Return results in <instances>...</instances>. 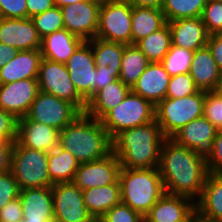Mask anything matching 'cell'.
Here are the masks:
<instances>
[{"label":"cell","instance_id":"obj_45","mask_svg":"<svg viewBox=\"0 0 222 222\" xmlns=\"http://www.w3.org/2000/svg\"><path fill=\"white\" fill-rule=\"evenodd\" d=\"M23 219L22 203L19 197L0 209V222H19Z\"/></svg>","mask_w":222,"mask_h":222},{"label":"cell","instance_id":"obj_38","mask_svg":"<svg viewBox=\"0 0 222 222\" xmlns=\"http://www.w3.org/2000/svg\"><path fill=\"white\" fill-rule=\"evenodd\" d=\"M189 73L172 76L167 87L166 98H182L198 92Z\"/></svg>","mask_w":222,"mask_h":222},{"label":"cell","instance_id":"obj_47","mask_svg":"<svg viewBox=\"0 0 222 222\" xmlns=\"http://www.w3.org/2000/svg\"><path fill=\"white\" fill-rule=\"evenodd\" d=\"M206 46L211 51L219 70L222 72V33L209 35Z\"/></svg>","mask_w":222,"mask_h":222},{"label":"cell","instance_id":"obj_35","mask_svg":"<svg viewBox=\"0 0 222 222\" xmlns=\"http://www.w3.org/2000/svg\"><path fill=\"white\" fill-rule=\"evenodd\" d=\"M194 51L171 45L169 51L161 61L169 75L189 73Z\"/></svg>","mask_w":222,"mask_h":222},{"label":"cell","instance_id":"obj_13","mask_svg":"<svg viewBox=\"0 0 222 222\" xmlns=\"http://www.w3.org/2000/svg\"><path fill=\"white\" fill-rule=\"evenodd\" d=\"M102 0H84L62 6L64 28L88 41L96 38Z\"/></svg>","mask_w":222,"mask_h":222},{"label":"cell","instance_id":"obj_1","mask_svg":"<svg viewBox=\"0 0 222 222\" xmlns=\"http://www.w3.org/2000/svg\"><path fill=\"white\" fill-rule=\"evenodd\" d=\"M167 194L185 196L196 202L208 175L206 159L194 150L166 138L160 151L158 166Z\"/></svg>","mask_w":222,"mask_h":222},{"label":"cell","instance_id":"obj_23","mask_svg":"<svg viewBox=\"0 0 222 222\" xmlns=\"http://www.w3.org/2000/svg\"><path fill=\"white\" fill-rule=\"evenodd\" d=\"M83 42L82 38L65 28L55 31L41 39L42 58L65 64Z\"/></svg>","mask_w":222,"mask_h":222},{"label":"cell","instance_id":"obj_57","mask_svg":"<svg viewBox=\"0 0 222 222\" xmlns=\"http://www.w3.org/2000/svg\"><path fill=\"white\" fill-rule=\"evenodd\" d=\"M93 222H103L101 219H94Z\"/></svg>","mask_w":222,"mask_h":222},{"label":"cell","instance_id":"obj_48","mask_svg":"<svg viewBox=\"0 0 222 222\" xmlns=\"http://www.w3.org/2000/svg\"><path fill=\"white\" fill-rule=\"evenodd\" d=\"M27 18L43 13L55 6L53 0H26Z\"/></svg>","mask_w":222,"mask_h":222},{"label":"cell","instance_id":"obj_27","mask_svg":"<svg viewBox=\"0 0 222 222\" xmlns=\"http://www.w3.org/2000/svg\"><path fill=\"white\" fill-rule=\"evenodd\" d=\"M83 200L89 214L100 219L113 206L121 203L119 180L115 184L83 190Z\"/></svg>","mask_w":222,"mask_h":222},{"label":"cell","instance_id":"obj_40","mask_svg":"<svg viewBox=\"0 0 222 222\" xmlns=\"http://www.w3.org/2000/svg\"><path fill=\"white\" fill-rule=\"evenodd\" d=\"M100 219L103 222H145L142 214L122 202L113 206Z\"/></svg>","mask_w":222,"mask_h":222},{"label":"cell","instance_id":"obj_56","mask_svg":"<svg viewBox=\"0 0 222 222\" xmlns=\"http://www.w3.org/2000/svg\"><path fill=\"white\" fill-rule=\"evenodd\" d=\"M0 146H13L12 142H7L5 141L1 136H0Z\"/></svg>","mask_w":222,"mask_h":222},{"label":"cell","instance_id":"obj_10","mask_svg":"<svg viewBox=\"0 0 222 222\" xmlns=\"http://www.w3.org/2000/svg\"><path fill=\"white\" fill-rule=\"evenodd\" d=\"M80 113L70 102L39 91L26 117L61 131Z\"/></svg>","mask_w":222,"mask_h":222},{"label":"cell","instance_id":"obj_36","mask_svg":"<svg viewBox=\"0 0 222 222\" xmlns=\"http://www.w3.org/2000/svg\"><path fill=\"white\" fill-rule=\"evenodd\" d=\"M31 19L41 39L55 31L64 29L63 14L58 6L34 15Z\"/></svg>","mask_w":222,"mask_h":222},{"label":"cell","instance_id":"obj_54","mask_svg":"<svg viewBox=\"0 0 222 222\" xmlns=\"http://www.w3.org/2000/svg\"><path fill=\"white\" fill-rule=\"evenodd\" d=\"M215 91H216L217 93H219L220 95H222V72H221V74H220V78H219V81H218V85H217Z\"/></svg>","mask_w":222,"mask_h":222},{"label":"cell","instance_id":"obj_18","mask_svg":"<svg viewBox=\"0 0 222 222\" xmlns=\"http://www.w3.org/2000/svg\"><path fill=\"white\" fill-rule=\"evenodd\" d=\"M0 43L18 51L41 48V38L31 18H3L0 21Z\"/></svg>","mask_w":222,"mask_h":222},{"label":"cell","instance_id":"obj_55","mask_svg":"<svg viewBox=\"0 0 222 222\" xmlns=\"http://www.w3.org/2000/svg\"><path fill=\"white\" fill-rule=\"evenodd\" d=\"M19 222H54V220H30V219H22Z\"/></svg>","mask_w":222,"mask_h":222},{"label":"cell","instance_id":"obj_58","mask_svg":"<svg viewBox=\"0 0 222 222\" xmlns=\"http://www.w3.org/2000/svg\"><path fill=\"white\" fill-rule=\"evenodd\" d=\"M3 19V16H2V14H1V11H0V21Z\"/></svg>","mask_w":222,"mask_h":222},{"label":"cell","instance_id":"obj_41","mask_svg":"<svg viewBox=\"0 0 222 222\" xmlns=\"http://www.w3.org/2000/svg\"><path fill=\"white\" fill-rule=\"evenodd\" d=\"M20 188L11 171L0 173V209L20 196Z\"/></svg>","mask_w":222,"mask_h":222},{"label":"cell","instance_id":"obj_17","mask_svg":"<svg viewBox=\"0 0 222 222\" xmlns=\"http://www.w3.org/2000/svg\"><path fill=\"white\" fill-rule=\"evenodd\" d=\"M195 202L165 193L144 216L145 222H194Z\"/></svg>","mask_w":222,"mask_h":222},{"label":"cell","instance_id":"obj_8","mask_svg":"<svg viewBox=\"0 0 222 222\" xmlns=\"http://www.w3.org/2000/svg\"><path fill=\"white\" fill-rule=\"evenodd\" d=\"M132 10L125 0H102L96 38L131 45Z\"/></svg>","mask_w":222,"mask_h":222},{"label":"cell","instance_id":"obj_49","mask_svg":"<svg viewBox=\"0 0 222 222\" xmlns=\"http://www.w3.org/2000/svg\"><path fill=\"white\" fill-rule=\"evenodd\" d=\"M13 146H0V173L11 171Z\"/></svg>","mask_w":222,"mask_h":222},{"label":"cell","instance_id":"obj_20","mask_svg":"<svg viewBox=\"0 0 222 222\" xmlns=\"http://www.w3.org/2000/svg\"><path fill=\"white\" fill-rule=\"evenodd\" d=\"M171 76L161 62L150 63L143 71L131 91L156 106L166 98Z\"/></svg>","mask_w":222,"mask_h":222},{"label":"cell","instance_id":"obj_9","mask_svg":"<svg viewBox=\"0 0 222 222\" xmlns=\"http://www.w3.org/2000/svg\"><path fill=\"white\" fill-rule=\"evenodd\" d=\"M37 81L39 91L66 100L85 113L87 101L75 88L65 64L42 58Z\"/></svg>","mask_w":222,"mask_h":222},{"label":"cell","instance_id":"obj_16","mask_svg":"<svg viewBox=\"0 0 222 222\" xmlns=\"http://www.w3.org/2000/svg\"><path fill=\"white\" fill-rule=\"evenodd\" d=\"M216 133L217 128L202 116L182 127L171 139L207 159L212 153Z\"/></svg>","mask_w":222,"mask_h":222},{"label":"cell","instance_id":"obj_14","mask_svg":"<svg viewBox=\"0 0 222 222\" xmlns=\"http://www.w3.org/2000/svg\"><path fill=\"white\" fill-rule=\"evenodd\" d=\"M120 169L119 159L111 152L102 159L80 164L73 183L82 191L115 184L119 180Z\"/></svg>","mask_w":222,"mask_h":222},{"label":"cell","instance_id":"obj_31","mask_svg":"<svg viewBox=\"0 0 222 222\" xmlns=\"http://www.w3.org/2000/svg\"><path fill=\"white\" fill-rule=\"evenodd\" d=\"M149 64L136 44L124 45L119 79L132 88Z\"/></svg>","mask_w":222,"mask_h":222},{"label":"cell","instance_id":"obj_33","mask_svg":"<svg viewBox=\"0 0 222 222\" xmlns=\"http://www.w3.org/2000/svg\"><path fill=\"white\" fill-rule=\"evenodd\" d=\"M124 44L109 42L99 38L92 39V54L96 67H110L121 70Z\"/></svg>","mask_w":222,"mask_h":222},{"label":"cell","instance_id":"obj_6","mask_svg":"<svg viewBox=\"0 0 222 222\" xmlns=\"http://www.w3.org/2000/svg\"><path fill=\"white\" fill-rule=\"evenodd\" d=\"M48 152L20 146L13 143L11 172L20 190L27 188L51 187L48 173Z\"/></svg>","mask_w":222,"mask_h":222},{"label":"cell","instance_id":"obj_15","mask_svg":"<svg viewBox=\"0 0 222 222\" xmlns=\"http://www.w3.org/2000/svg\"><path fill=\"white\" fill-rule=\"evenodd\" d=\"M39 92L37 79L0 84V108L17 119L25 117Z\"/></svg>","mask_w":222,"mask_h":222},{"label":"cell","instance_id":"obj_39","mask_svg":"<svg viewBox=\"0 0 222 222\" xmlns=\"http://www.w3.org/2000/svg\"><path fill=\"white\" fill-rule=\"evenodd\" d=\"M203 116L208 119L217 130H222V95L215 90L206 92Z\"/></svg>","mask_w":222,"mask_h":222},{"label":"cell","instance_id":"obj_25","mask_svg":"<svg viewBox=\"0 0 222 222\" xmlns=\"http://www.w3.org/2000/svg\"><path fill=\"white\" fill-rule=\"evenodd\" d=\"M189 74L201 91H214L218 85L221 71L208 47L194 51Z\"/></svg>","mask_w":222,"mask_h":222},{"label":"cell","instance_id":"obj_29","mask_svg":"<svg viewBox=\"0 0 222 222\" xmlns=\"http://www.w3.org/2000/svg\"><path fill=\"white\" fill-rule=\"evenodd\" d=\"M161 9L153 7H133L132 10V44L159 30L166 24Z\"/></svg>","mask_w":222,"mask_h":222},{"label":"cell","instance_id":"obj_52","mask_svg":"<svg viewBox=\"0 0 222 222\" xmlns=\"http://www.w3.org/2000/svg\"><path fill=\"white\" fill-rule=\"evenodd\" d=\"M55 6H58L59 8H61L62 6H67V5H71L74 3H78L84 0H53Z\"/></svg>","mask_w":222,"mask_h":222},{"label":"cell","instance_id":"obj_11","mask_svg":"<svg viewBox=\"0 0 222 222\" xmlns=\"http://www.w3.org/2000/svg\"><path fill=\"white\" fill-rule=\"evenodd\" d=\"M51 190L54 222H93L83 200V191L73 182L55 183Z\"/></svg>","mask_w":222,"mask_h":222},{"label":"cell","instance_id":"obj_42","mask_svg":"<svg viewBox=\"0 0 222 222\" xmlns=\"http://www.w3.org/2000/svg\"><path fill=\"white\" fill-rule=\"evenodd\" d=\"M18 119L10 112L0 108V136L7 142L17 139Z\"/></svg>","mask_w":222,"mask_h":222},{"label":"cell","instance_id":"obj_3","mask_svg":"<svg viewBox=\"0 0 222 222\" xmlns=\"http://www.w3.org/2000/svg\"><path fill=\"white\" fill-rule=\"evenodd\" d=\"M58 146L82 163L102 159L112 152V139L102 122L80 113L59 131Z\"/></svg>","mask_w":222,"mask_h":222},{"label":"cell","instance_id":"obj_7","mask_svg":"<svg viewBox=\"0 0 222 222\" xmlns=\"http://www.w3.org/2000/svg\"><path fill=\"white\" fill-rule=\"evenodd\" d=\"M155 120V106L130 91L125 99L110 110L100 121L113 139L121 131L146 125Z\"/></svg>","mask_w":222,"mask_h":222},{"label":"cell","instance_id":"obj_21","mask_svg":"<svg viewBox=\"0 0 222 222\" xmlns=\"http://www.w3.org/2000/svg\"><path fill=\"white\" fill-rule=\"evenodd\" d=\"M171 31V45L191 51L206 47L209 34L201 17L167 22Z\"/></svg>","mask_w":222,"mask_h":222},{"label":"cell","instance_id":"obj_51","mask_svg":"<svg viewBox=\"0 0 222 222\" xmlns=\"http://www.w3.org/2000/svg\"><path fill=\"white\" fill-rule=\"evenodd\" d=\"M132 7H153L161 9L163 0H125Z\"/></svg>","mask_w":222,"mask_h":222},{"label":"cell","instance_id":"obj_43","mask_svg":"<svg viewBox=\"0 0 222 222\" xmlns=\"http://www.w3.org/2000/svg\"><path fill=\"white\" fill-rule=\"evenodd\" d=\"M207 170L210 174H222V130H217L213 150L206 159Z\"/></svg>","mask_w":222,"mask_h":222},{"label":"cell","instance_id":"obj_50","mask_svg":"<svg viewBox=\"0 0 222 222\" xmlns=\"http://www.w3.org/2000/svg\"><path fill=\"white\" fill-rule=\"evenodd\" d=\"M18 50L10 45L0 43V68H2L8 61L14 58Z\"/></svg>","mask_w":222,"mask_h":222},{"label":"cell","instance_id":"obj_44","mask_svg":"<svg viewBox=\"0 0 222 222\" xmlns=\"http://www.w3.org/2000/svg\"><path fill=\"white\" fill-rule=\"evenodd\" d=\"M3 18H27L26 0H0Z\"/></svg>","mask_w":222,"mask_h":222},{"label":"cell","instance_id":"obj_34","mask_svg":"<svg viewBox=\"0 0 222 222\" xmlns=\"http://www.w3.org/2000/svg\"><path fill=\"white\" fill-rule=\"evenodd\" d=\"M208 0H163L162 12L166 22L201 17Z\"/></svg>","mask_w":222,"mask_h":222},{"label":"cell","instance_id":"obj_32","mask_svg":"<svg viewBox=\"0 0 222 222\" xmlns=\"http://www.w3.org/2000/svg\"><path fill=\"white\" fill-rule=\"evenodd\" d=\"M171 44V31L168 23L136 43L150 63L161 62L169 51Z\"/></svg>","mask_w":222,"mask_h":222},{"label":"cell","instance_id":"obj_4","mask_svg":"<svg viewBox=\"0 0 222 222\" xmlns=\"http://www.w3.org/2000/svg\"><path fill=\"white\" fill-rule=\"evenodd\" d=\"M119 183L121 202L143 216L166 193L158 168H121Z\"/></svg>","mask_w":222,"mask_h":222},{"label":"cell","instance_id":"obj_12","mask_svg":"<svg viewBox=\"0 0 222 222\" xmlns=\"http://www.w3.org/2000/svg\"><path fill=\"white\" fill-rule=\"evenodd\" d=\"M65 66L78 93L88 102L96 93V66L92 39L84 41L66 61Z\"/></svg>","mask_w":222,"mask_h":222},{"label":"cell","instance_id":"obj_24","mask_svg":"<svg viewBox=\"0 0 222 222\" xmlns=\"http://www.w3.org/2000/svg\"><path fill=\"white\" fill-rule=\"evenodd\" d=\"M23 219L54 220L51 187L27 188L20 191Z\"/></svg>","mask_w":222,"mask_h":222},{"label":"cell","instance_id":"obj_28","mask_svg":"<svg viewBox=\"0 0 222 222\" xmlns=\"http://www.w3.org/2000/svg\"><path fill=\"white\" fill-rule=\"evenodd\" d=\"M195 208L201 216L222 221V174L208 173Z\"/></svg>","mask_w":222,"mask_h":222},{"label":"cell","instance_id":"obj_26","mask_svg":"<svg viewBox=\"0 0 222 222\" xmlns=\"http://www.w3.org/2000/svg\"><path fill=\"white\" fill-rule=\"evenodd\" d=\"M130 91V87L120 79H116L97 91L88 100L85 113L101 120L110 110L120 104Z\"/></svg>","mask_w":222,"mask_h":222},{"label":"cell","instance_id":"obj_22","mask_svg":"<svg viewBox=\"0 0 222 222\" xmlns=\"http://www.w3.org/2000/svg\"><path fill=\"white\" fill-rule=\"evenodd\" d=\"M41 59L40 49L18 51L14 58L0 68V84L37 79Z\"/></svg>","mask_w":222,"mask_h":222},{"label":"cell","instance_id":"obj_5","mask_svg":"<svg viewBox=\"0 0 222 222\" xmlns=\"http://www.w3.org/2000/svg\"><path fill=\"white\" fill-rule=\"evenodd\" d=\"M205 96L206 91L199 90L182 98H165L155 106V120L166 138L203 116Z\"/></svg>","mask_w":222,"mask_h":222},{"label":"cell","instance_id":"obj_30","mask_svg":"<svg viewBox=\"0 0 222 222\" xmlns=\"http://www.w3.org/2000/svg\"><path fill=\"white\" fill-rule=\"evenodd\" d=\"M80 163L72 153L59 146L48 152V173L53 184L60 182H73Z\"/></svg>","mask_w":222,"mask_h":222},{"label":"cell","instance_id":"obj_46","mask_svg":"<svg viewBox=\"0 0 222 222\" xmlns=\"http://www.w3.org/2000/svg\"><path fill=\"white\" fill-rule=\"evenodd\" d=\"M120 70H112L110 67H96V92L107 84L119 79Z\"/></svg>","mask_w":222,"mask_h":222},{"label":"cell","instance_id":"obj_19","mask_svg":"<svg viewBox=\"0 0 222 222\" xmlns=\"http://www.w3.org/2000/svg\"><path fill=\"white\" fill-rule=\"evenodd\" d=\"M59 130L28 119H18L17 139L20 146L29 147L43 152H51L58 147Z\"/></svg>","mask_w":222,"mask_h":222},{"label":"cell","instance_id":"obj_37","mask_svg":"<svg viewBox=\"0 0 222 222\" xmlns=\"http://www.w3.org/2000/svg\"><path fill=\"white\" fill-rule=\"evenodd\" d=\"M202 21L209 35L222 33V1L208 0L203 13Z\"/></svg>","mask_w":222,"mask_h":222},{"label":"cell","instance_id":"obj_2","mask_svg":"<svg viewBox=\"0 0 222 222\" xmlns=\"http://www.w3.org/2000/svg\"><path fill=\"white\" fill-rule=\"evenodd\" d=\"M166 137L156 120L121 131L112 139V152L121 168H158L160 151Z\"/></svg>","mask_w":222,"mask_h":222},{"label":"cell","instance_id":"obj_53","mask_svg":"<svg viewBox=\"0 0 222 222\" xmlns=\"http://www.w3.org/2000/svg\"><path fill=\"white\" fill-rule=\"evenodd\" d=\"M194 222H222V221L213 220V219L201 216L195 211V213H194Z\"/></svg>","mask_w":222,"mask_h":222}]
</instances>
